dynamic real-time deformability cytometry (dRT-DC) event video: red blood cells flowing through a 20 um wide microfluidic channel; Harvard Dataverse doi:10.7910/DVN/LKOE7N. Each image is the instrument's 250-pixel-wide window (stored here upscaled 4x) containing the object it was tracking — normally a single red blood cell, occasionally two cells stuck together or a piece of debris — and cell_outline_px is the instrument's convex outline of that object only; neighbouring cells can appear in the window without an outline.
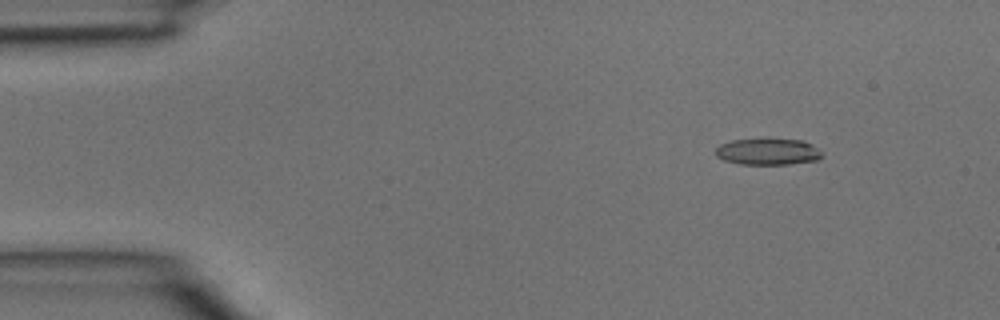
{"species": "common noctule bat (a hibernating species)", "species_latin": "Nyctalus noctula", "temperature_condition": "room temperature", "stored_images_in_passage": 4, "camera_frame_rate_fps": 3000, "um_per_image_px": 0.085, "animal": {"sex": "male", "body_mass_g": 15.6}, "frame": {"image": 1, "passage_image": 2, "time_ms": 0.333, "image_size_px": [1000, 320], "cell_outline_px": [[824, 156], [816, 160], [788, 164], [740, 164], [724, 160], [716, 156], [716, 148], [720, 144], [732, 140], [804, 140], [812, 144]], "centroid_in_image_um": [65.26, 12.91], "position_along_channel_um": 19.7, "area_um2": 16.07}}
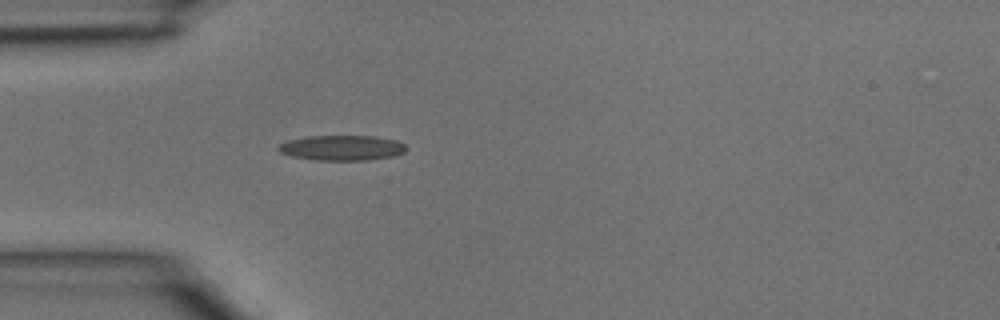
{"frame": {"image": 2, "passage_image": 4, "time_ms": 1.0, "image_size_px": [1000, 320], "cell_outline_px": [[408, 148], [404, 152], [392, 156], [368, 160], [316, 160], [292, 156], [280, 152], [276, 148], [280, 144], [288, 140], [308, 136], [376, 136], [396, 140], [404, 144]], "centroid_in_image_um": [29.07, 12.56], "position_along_channel_um": 55.9, "area_um2": 18.73}}